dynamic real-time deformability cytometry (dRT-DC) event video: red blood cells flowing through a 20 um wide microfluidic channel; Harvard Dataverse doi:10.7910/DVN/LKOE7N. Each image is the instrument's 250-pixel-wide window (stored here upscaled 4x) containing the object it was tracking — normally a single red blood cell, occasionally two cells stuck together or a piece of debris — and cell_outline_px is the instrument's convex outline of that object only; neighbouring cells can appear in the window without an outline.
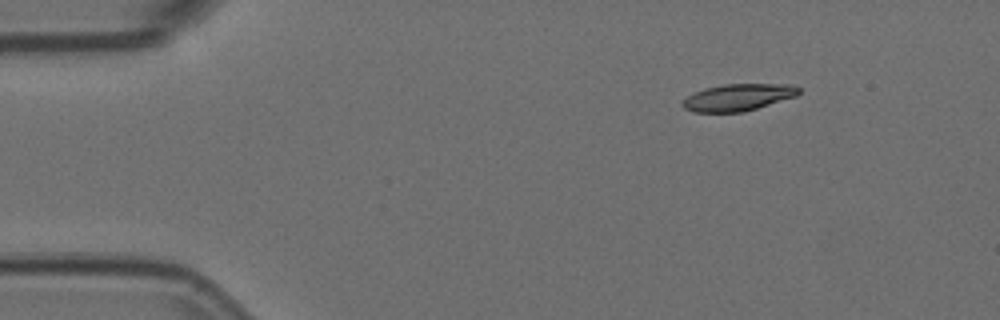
{"species": "Egyptian fruit bat (a non-hibernating species)", "species_latin": "Rousettus aegyptiacus", "temperature_condition": "room temperature", "stored_images_in_passage": 50, "camera_frame_rate_fps": 3000, "um_per_image_px": 0.085, "animal": {"sex": "female"}, "frame": {"image": 1, "passage_image": 1, "time_ms": 0.0, "image_size_px": [1000, 320], "cell_outline_px": [[800, 92], [796, 96], [744, 112], [692, 112], [684, 108], [680, 104], [680, 100], [704, 88], [724, 84], [792, 84], [800, 88]], "centroid_in_image_um": [62.71, 8.27], "position_along_channel_um": 22.3, "area_um2": 18.32}}
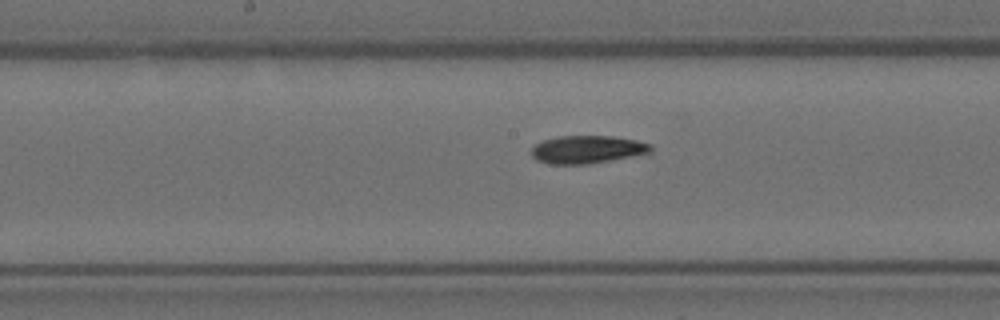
{"frame": {"image": 2, "passage_image": 22, "time_ms": 7.0, "image_size_px": [1000, 320], "cell_outline_px": [[652, 148], [648, 152], [632, 156], [612, 160], [588, 164], [548, 164], [536, 160], [532, 156], [532, 148], [536, 144], [544, 140], [560, 136], [612, 136], [636, 140], [652, 144]], "centroid_in_image_um": [49.9, 12.71], "position_along_channel_um": 198.3, "area_um2": 19.25}}
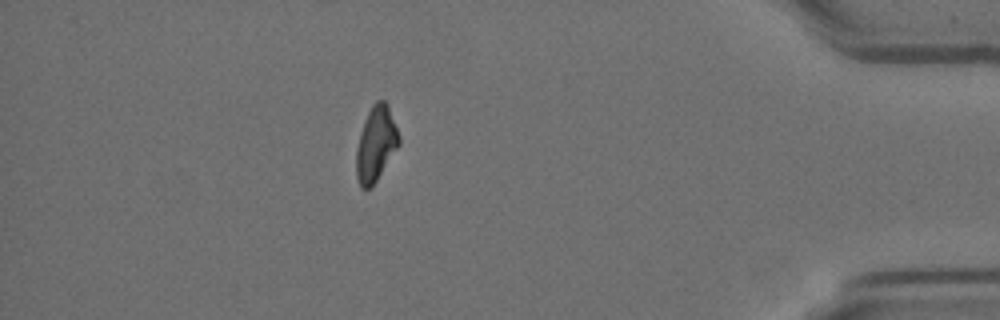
{"frame": {"image": 3, "passage_image": 43, "time_ms": 14.0, "image_size_px": [1000, 320], "cell_outline_px": [[400, 144], [376, 180], [368, 188], [360, 188], [356, 176], [356, 148], [360, 132], [364, 120], [372, 104], [376, 100], [384, 100], [388, 104], [400, 136]], "centroid_in_image_um": [31.94, 12.19], "position_along_channel_um": 403.3, "area_um2": 18.61}}